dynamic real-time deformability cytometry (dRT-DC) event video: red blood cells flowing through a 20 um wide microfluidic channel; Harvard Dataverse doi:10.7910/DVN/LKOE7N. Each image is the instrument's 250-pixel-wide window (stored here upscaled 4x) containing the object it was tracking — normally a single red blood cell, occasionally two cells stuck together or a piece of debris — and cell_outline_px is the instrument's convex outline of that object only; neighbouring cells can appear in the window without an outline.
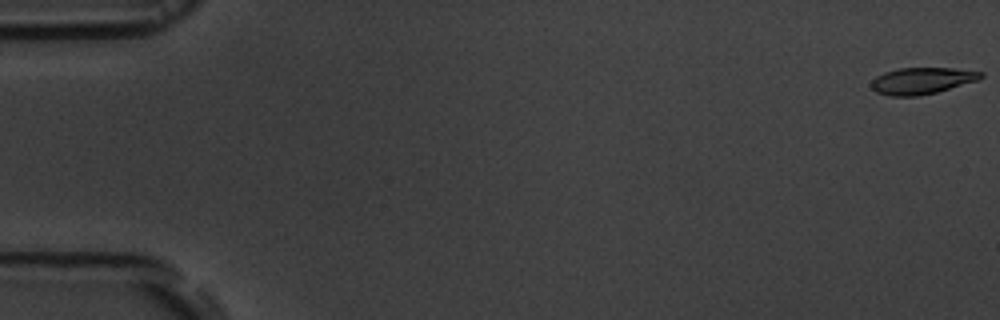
{"species": "common noctule bat (a hibernating species)", "species_latin": "Nyctalus noctula", "temperature_condition": "room temperature", "stored_images_in_passage": 56, "camera_frame_rate_fps": 3000, "um_per_image_px": 0.085, "animal": {"sex": "male", "body_mass_g": 19.5, "forearm_length_mm": 54.6}, "frame": {"image": 1, "passage_image": 1, "time_ms": 0.0, "image_size_px": [1000, 320], "cell_outline_px": [[984, 76], [980, 80], [936, 92], [916, 96], [892, 96], [876, 92], [872, 88], [872, 80], [876, 76], [884, 72], [900, 68], [952, 68], [984, 72]], "centroid_in_image_um": [78.39, 6.86], "position_along_channel_um": 6.6, "area_um2": 16.94}}
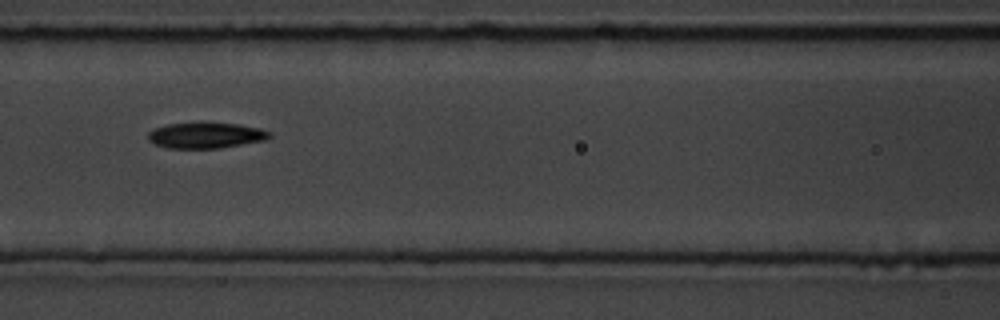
{"frame": {"image": 2, "passage_image": 25, "time_ms": 8.0, "image_size_px": [1000, 320], "cell_outline_px": [[272, 136], [264, 140], [220, 148], [168, 148], [156, 144], [148, 140], [148, 132], [152, 128], [168, 124], [200, 120], [240, 124], [260, 128], [272, 132]], "centroid_in_image_um": [17.48, 11.46], "position_along_channel_um": 149.1, "area_um2": 18.96}}
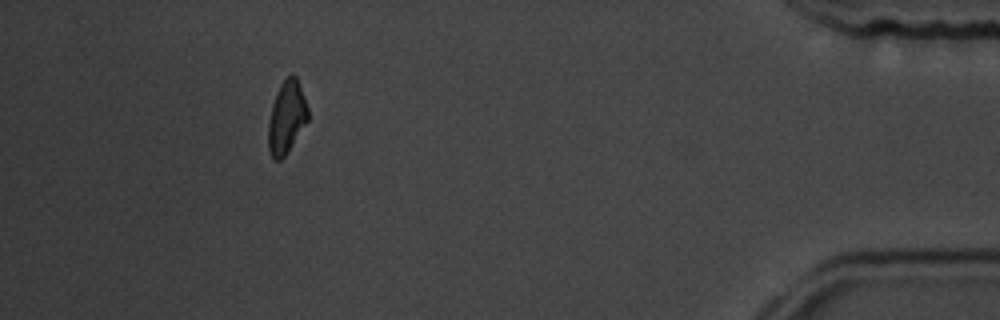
{"frame": {"image": 3, "passage_image": 51, "time_ms": 16.667, "image_size_px": [1000, 320], "cell_outline_px": [[308, 120], [284, 156], [280, 160], [272, 160], [268, 148], [268, 124], [272, 104], [276, 92], [280, 84], [292, 72], [296, 76], [304, 96], [308, 108]], "centroid_in_image_um": [24.34, 9.95], "position_along_channel_um": 410.9, "area_um2": 16.7}, "authors_computed_cell_mechanics": {"area_um2": 17.8024, "velocity_mm_per_s": 3.702, "shape_relaxation_time_tau1_ms": 3.5578, "shape_relaxation_time_tau2_ms": 9.5525, "deformation_change_tau1": 0.1369, "deformation_change_tau2": 0.1798}}